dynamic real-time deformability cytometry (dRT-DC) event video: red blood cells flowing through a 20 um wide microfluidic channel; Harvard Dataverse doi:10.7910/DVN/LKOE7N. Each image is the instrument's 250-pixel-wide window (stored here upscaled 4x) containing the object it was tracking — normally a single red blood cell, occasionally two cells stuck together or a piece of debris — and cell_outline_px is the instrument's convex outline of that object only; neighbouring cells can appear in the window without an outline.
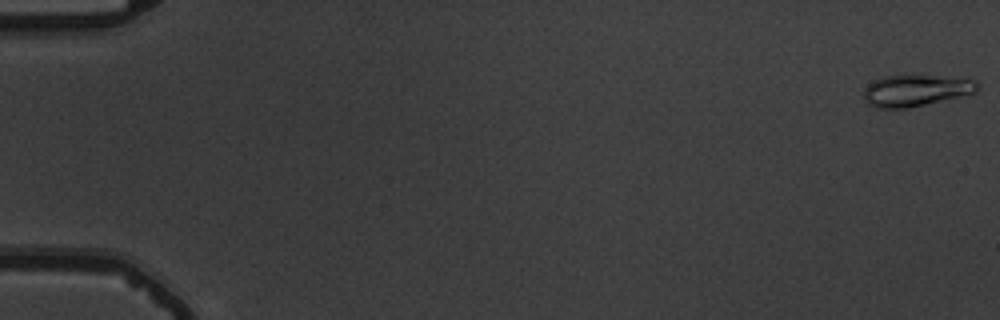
{"species": "common noctule bat (a hibernating species)", "species_latin": "Nyctalus noctula", "temperature_condition": "warm", "stored_images_in_passage": 55, "camera_frame_rate_fps": 3000, "um_per_image_px": 0.085, "animal": {"sex": "male", "body_mass_g": 19.5, "forearm_length_mm": 54.6}, "frame": {"image": 1, "passage_image": 1, "time_ms": 0.0, "image_size_px": [1000, 320], "cell_outline_px": [[980, 84], [976, 92], [908, 108], [876, 108], [868, 104], [864, 100], [864, 88], [868, 84], [884, 76], [932, 76], [976, 80]], "centroid_in_image_um": [77.81, 7.7], "position_along_channel_um": 7.2, "area_um2": 20.46}}
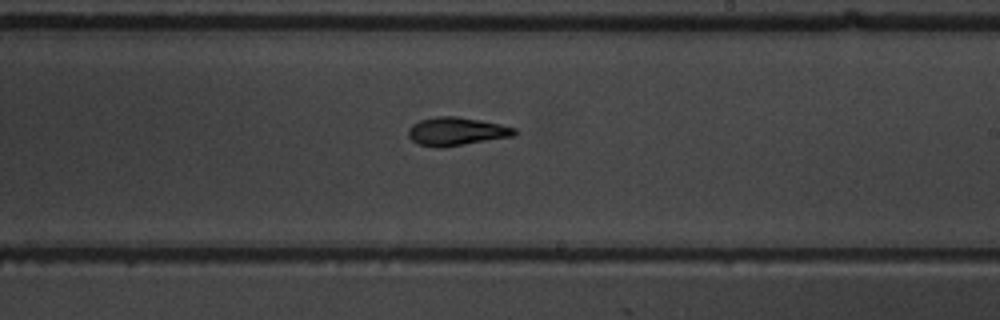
{"frame": {"image": 2, "passage_image": 34, "time_ms": 11.0, "image_size_px": [1000, 320], "cell_outline_px": [[516, 132], [512, 136], [440, 148], [436, 148], [416, 144], [408, 136], [408, 128], [412, 124], [420, 120], [436, 116], [456, 116], [480, 120], [500, 124], [516, 128]], "centroid_in_image_um": [38.73, 11.17], "position_along_channel_um": 250.3, "area_um2": 17.46}}
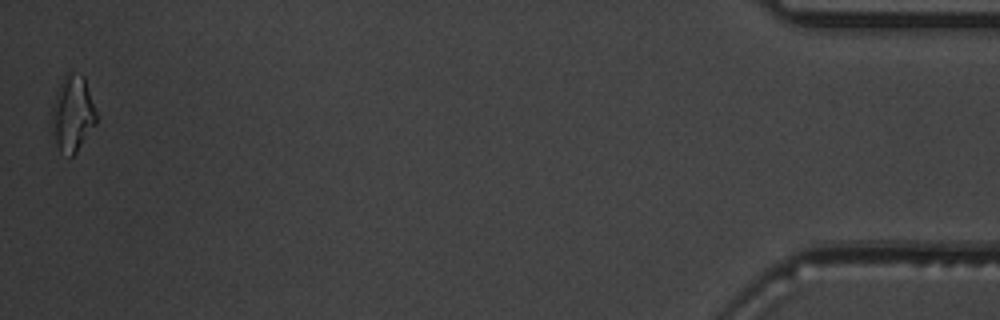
{"frame": {"image": 3, "passage_image": 55, "time_ms": 18.0, "image_size_px": [1000, 320], "cell_outline_px": [[96, 124], [76, 152], [72, 156], [68, 156], [60, 152], [56, 144], [52, 116], [52, 104], [56, 92], [64, 76], [68, 72], [72, 72], [84, 76], [96, 112]], "centroid_in_image_um": [6.17, 9.66], "position_along_channel_um": 429.0, "area_um2": 19.36}, "authors_computed_cell_mechanics": {"area_um2": 17.3978, "velocity_mm_per_s": 3.7602, "shape_relaxation_time_tau1_ms": 3.7327, "shape_relaxation_time_tau2_ms": 1.8531, "deformation_change_tau1": 0.1852, "deformation_change_tau2": 0.1039}}